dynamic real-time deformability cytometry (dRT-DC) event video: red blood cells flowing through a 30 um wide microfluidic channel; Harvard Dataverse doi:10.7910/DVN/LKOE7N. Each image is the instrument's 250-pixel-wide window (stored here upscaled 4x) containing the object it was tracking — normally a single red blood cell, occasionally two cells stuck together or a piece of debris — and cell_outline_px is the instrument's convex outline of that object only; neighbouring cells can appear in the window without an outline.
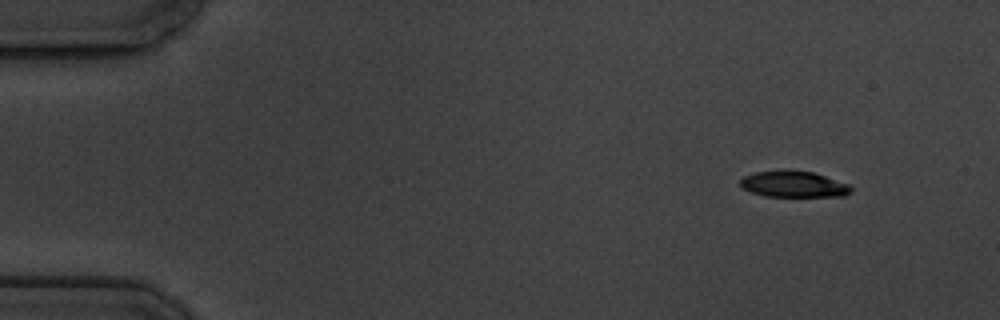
{"species": "common noctule bat (a hibernating species)", "species_latin": "Nyctalus noctula", "temperature_condition": "cold", "stored_images_in_passage": 4, "camera_frame_rate_fps": 3000, "um_per_image_px": 0.085, "animal": {"sex": "male", "body_mass_g": 19.5, "forearm_length_mm": 54.6}, "frame": {"image": 1, "passage_image": 1, "time_ms": 0.0, "image_size_px": [1000, 320], "cell_outline_px": [[852, 192], [844, 196], [764, 196], [752, 192], [744, 188], [740, 184], [740, 180], [744, 176], [756, 172], [788, 168], [812, 172], [848, 184], [852, 188]], "centroid_in_image_um": [67.45, 15.63], "position_along_channel_um": 17.6, "area_um2": 16.99}}
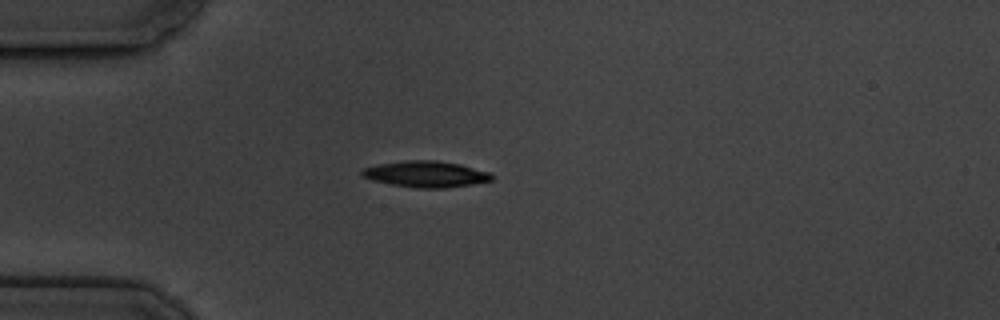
{"frame": {"image": 2, "passage_image": 4, "time_ms": 3.333, "image_size_px": [1000, 320], "cell_outline_px": [[492, 180], [472, 184], [444, 188], [416, 188], [392, 184], [372, 180], [360, 176], [360, 172], [364, 168], [376, 164], [408, 160], [436, 160], [460, 164], [488, 172], [492, 176]], "centroid_in_image_um": [36.15, 14.79], "position_along_channel_um": 48.9, "area_um2": 19.71}}